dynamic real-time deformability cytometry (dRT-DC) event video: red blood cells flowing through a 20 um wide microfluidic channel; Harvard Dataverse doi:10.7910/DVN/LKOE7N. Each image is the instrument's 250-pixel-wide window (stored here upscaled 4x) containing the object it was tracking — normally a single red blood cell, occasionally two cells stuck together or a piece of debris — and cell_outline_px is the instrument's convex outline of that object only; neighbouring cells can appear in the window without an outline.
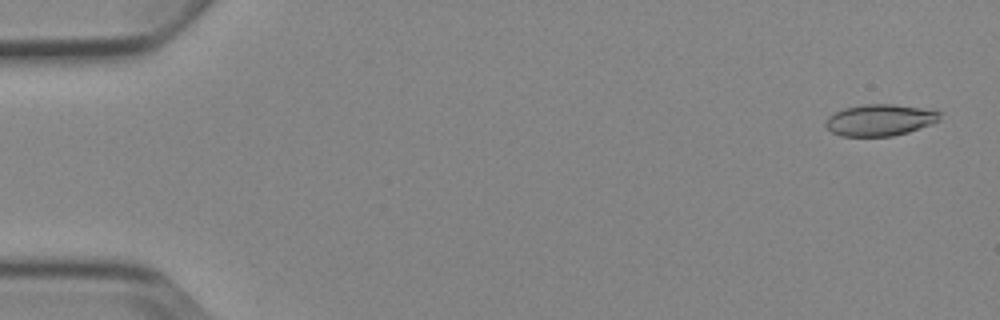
{"species": "Egyptian fruit bat (a non-hibernating species)", "species_latin": "Rousettus aegyptiacus", "temperature_condition": "cold", "stored_images_in_passage": 4, "camera_frame_rate_fps": 3000, "um_per_image_px": 0.085, "animal": {"sex": "female"}, "frame": {"image": 1, "passage_image": 1, "time_ms": 0.0, "image_size_px": [1000, 320], "cell_outline_px": [[940, 120], [932, 124], [908, 132], [892, 136], [840, 136], [832, 132], [824, 124], [828, 116], [844, 108], [864, 104], [892, 104], [920, 108], [940, 112]], "centroid_in_image_um": [74.77, 10.21], "position_along_channel_um": 10.2, "area_um2": 20.87}}
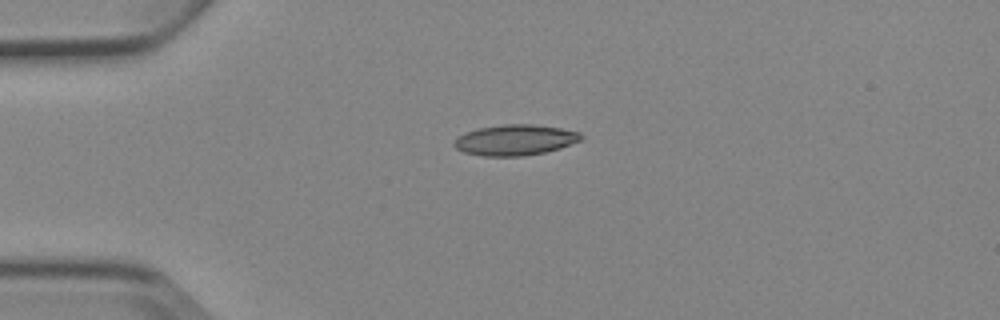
{"frame": {"image": 2, "passage_image": 4, "time_ms": 3.667, "image_size_px": [1000, 320], "cell_outline_px": [[584, 136], [580, 140], [560, 148], [544, 152], [524, 156], [484, 156], [464, 152], [456, 148], [452, 144], [456, 136], [480, 128], [504, 124], [532, 124], [560, 128], [580, 132]], "centroid_in_image_um": [43.77, 11.9], "position_along_channel_um": 41.2, "area_um2": 22.6}}